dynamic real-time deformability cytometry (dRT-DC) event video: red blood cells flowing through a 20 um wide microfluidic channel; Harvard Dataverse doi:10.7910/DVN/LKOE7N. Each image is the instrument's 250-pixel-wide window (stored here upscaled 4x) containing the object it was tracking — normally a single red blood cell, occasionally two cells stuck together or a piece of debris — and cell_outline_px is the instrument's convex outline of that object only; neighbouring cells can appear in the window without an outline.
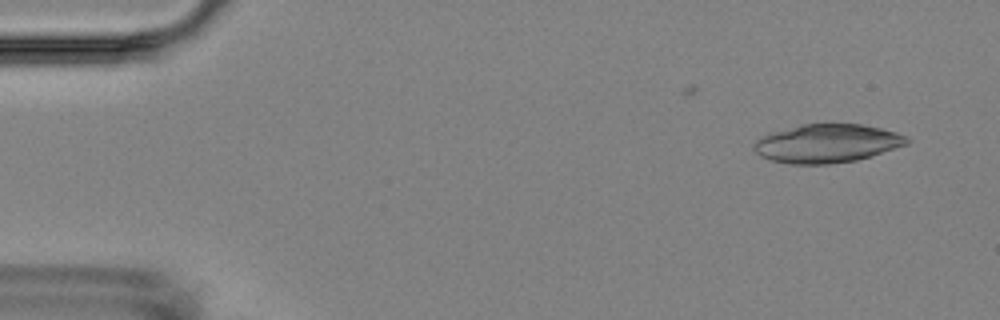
{"species": "Egyptian fruit bat (a non-hibernating species)", "species_latin": "Rousettus aegyptiacus", "temperature_condition": "room temperature", "stored_images_in_passage": 2, "camera_frame_rate_fps": 3000, "um_per_image_px": 0.085, "animal": {"sex": "female"}, "frame": {"image": 1, "passage_image": 2, "time_ms": 1.333, "image_size_px": [1000, 320], "cell_outline_px": [[912, 140], [908, 144], [872, 156], [856, 160], [828, 164], [792, 164], [772, 160], [760, 156], [752, 148], [752, 144], [760, 136], [768, 132], [800, 124], [864, 124], [896, 132], [908, 136]], "centroid_in_image_um": [70.28, 12.18], "position_along_channel_um": 14.7, "area_um2": 34.74}}